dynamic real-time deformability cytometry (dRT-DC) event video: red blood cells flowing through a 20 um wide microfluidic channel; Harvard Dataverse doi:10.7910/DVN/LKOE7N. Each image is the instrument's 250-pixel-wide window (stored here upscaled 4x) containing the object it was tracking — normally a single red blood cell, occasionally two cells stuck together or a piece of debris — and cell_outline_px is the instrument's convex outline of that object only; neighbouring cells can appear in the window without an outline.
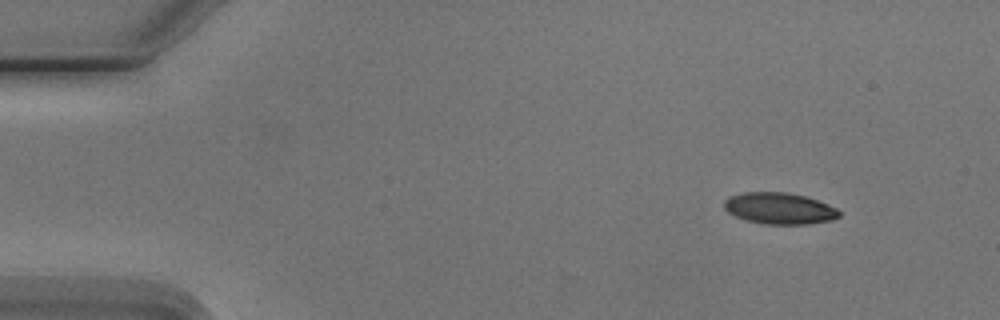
{"species": "Egyptian fruit bat (a non-hibernating species)", "species_latin": "Rousettus aegyptiacus", "temperature_condition": "cold", "stored_images_in_passage": 4, "camera_frame_rate_fps": 3000, "um_per_image_px": 0.085, "animal": {"sex": "male"}, "frame": {"image": 1, "passage_image": 1, "time_ms": 0.0, "image_size_px": [1000, 320], "cell_outline_px": [[840, 216], [832, 220], [808, 224], [768, 224], [744, 220], [728, 212], [724, 208], [724, 200], [728, 196], [744, 192], [784, 192], [804, 196], [828, 204], [836, 208], [840, 212]], "centroid_in_image_um": [66.23, 17.71], "position_along_channel_um": 18.8, "area_um2": 21.04}}
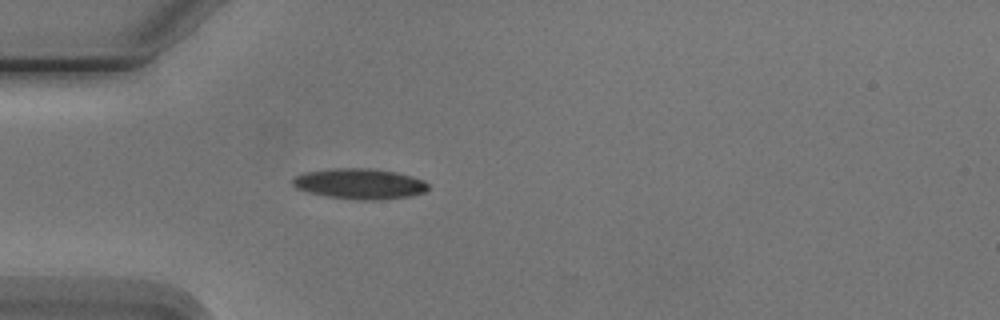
{"frame": {"image": 2, "passage_image": 4, "time_ms": 3.333, "image_size_px": [1000, 320], "cell_outline_px": [[428, 188], [424, 192], [412, 196], [376, 200], [356, 200], [328, 196], [308, 192], [296, 188], [292, 184], [292, 180], [296, 176], [304, 172], [336, 168], [372, 168], [396, 172], [424, 180], [428, 184]], "centroid_in_image_um": [30.58, 15.62], "position_along_channel_um": 54.4, "area_um2": 24.1}}